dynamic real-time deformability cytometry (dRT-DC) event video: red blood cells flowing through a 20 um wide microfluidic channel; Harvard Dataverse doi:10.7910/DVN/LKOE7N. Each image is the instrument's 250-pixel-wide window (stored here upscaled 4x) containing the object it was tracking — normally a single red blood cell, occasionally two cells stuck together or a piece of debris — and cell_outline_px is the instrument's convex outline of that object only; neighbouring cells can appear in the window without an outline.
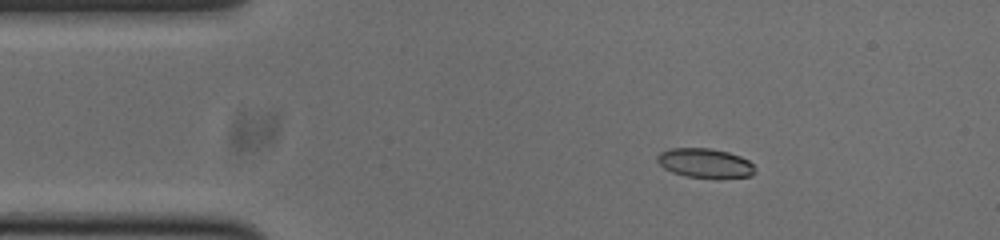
{"species": "common noctule bat (a hibernating species)", "species_latin": "Nyctalus noctula", "temperature_condition": "cold", "stored_images_in_passage": 46, "camera_frame_rate_fps": 3000, "um_per_image_px": 0.085, "animal": {"sex": "male", "body_mass_g": 20.0, "forearm_length_mm": 53.3}, "frame": {"image": 1, "passage_image": 1, "time_ms": 0.0, "image_size_px": [1000, 240], "cell_outline_px": [[756, 172], [752, 176], [720, 180], [688, 176], [672, 172], [664, 168], [656, 160], [656, 156], [660, 152], [672, 148], [712, 148], [728, 152], [740, 156], [748, 160], [756, 168]], "centroid_in_image_um": [59.98, 13.89], "position_along_channel_um": 25.0, "area_um2": 17.22}}
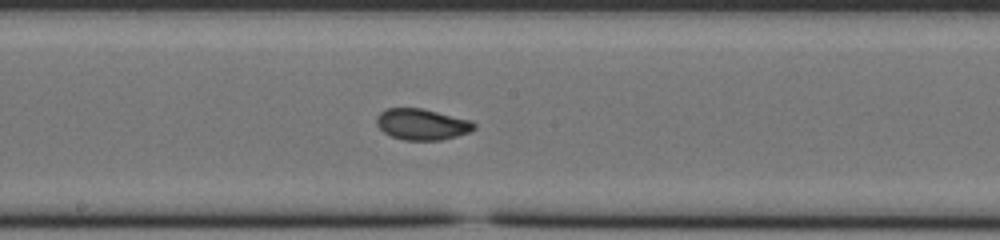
{"frame": {"image": 2, "passage_image": 20, "time_ms": 6.333, "image_size_px": [1000, 240], "cell_outline_px": [[476, 128], [468, 132], [456, 136], [440, 140], [404, 140], [392, 136], [384, 132], [376, 124], [376, 116], [384, 108], [424, 108], [472, 120], [476, 124]], "centroid_in_image_um": [35.87, 10.55], "position_along_channel_um": 212.3, "area_um2": 17.86}}
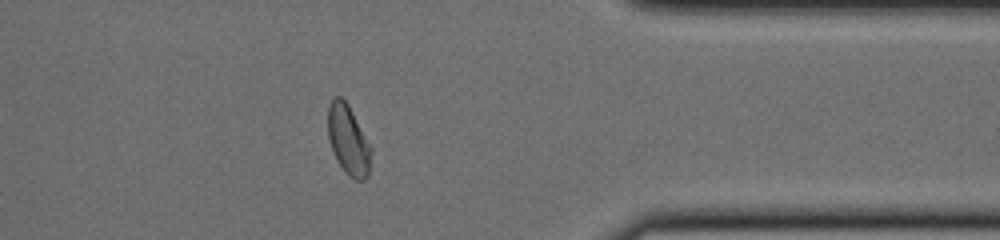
{"frame": {"image": 3, "passage_image": 35, "time_ms": 11.333, "image_size_px": [1000, 240], "cell_outline_px": [[372, 148], [368, 176], [364, 180], [356, 180], [348, 176], [344, 172], [336, 160], [328, 136], [328, 104], [332, 96], [340, 96], [348, 104]], "centroid_in_image_um": [29.6, 11.9], "position_along_channel_um": 381.8, "area_um2": 17.63}, "authors_computed_cell_mechanics": {"area_um2": 17.629, "velocity_mm_per_s": 3.7758, "shape_relaxation_time_tau1_ms": 4.9266, "shape_relaxation_time_tau2_ms": 0.9383, "deformation_change_tau1": 0.167, "deformation_change_tau2": 0.049}}